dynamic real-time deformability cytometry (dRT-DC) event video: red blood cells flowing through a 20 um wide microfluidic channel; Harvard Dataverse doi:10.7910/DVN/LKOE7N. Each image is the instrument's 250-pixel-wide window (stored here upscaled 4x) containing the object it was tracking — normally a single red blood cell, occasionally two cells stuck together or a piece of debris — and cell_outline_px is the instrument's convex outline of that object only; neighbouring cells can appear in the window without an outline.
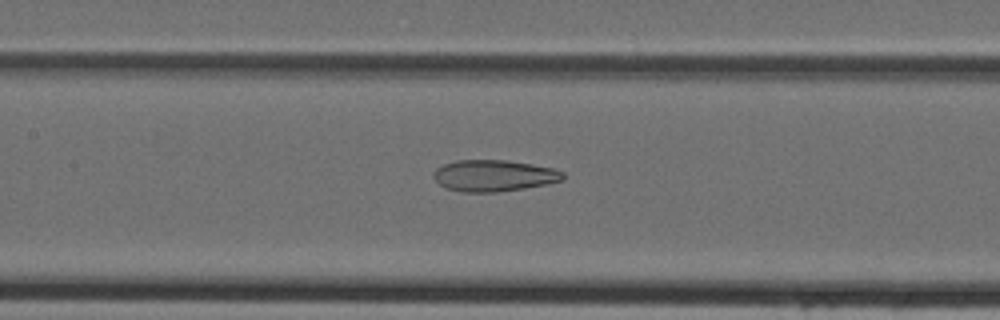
{"species": "Egyptian fruit bat (a non-hibernating species)", "species_latin": "Rousettus aegyptiacus", "temperature_condition": "cold", "stored_images_in_passage": 42, "segment_of_instrument_passage": [1, 2], "camera_frame_rate_fps": 3000, "um_per_image_px": 0.085, "animal": {"sex": "female"}, "frame": {"image": 1, "passage_image": 17, "time_ms": 5.333, "image_size_px": [1000, 320], "cell_outline_px": [[564, 180], [548, 184], [524, 188], [496, 192], [464, 192], [448, 188], [440, 184], [432, 176], [436, 168], [444, 164], [456, 160], [508, 160], [532, 164], [552, 168], [564, 172]], "centroid_in_image_um": [42.0, 14.92], "position_along_channel_um": 165.4, "area_um2": 23.7}}
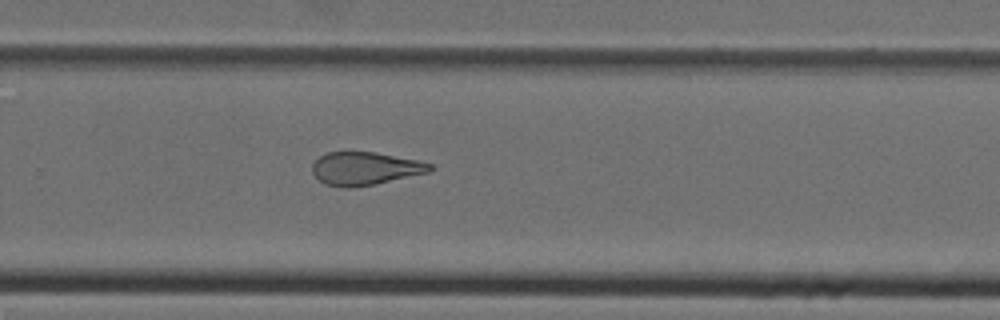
{"frame": {"image": 2, "passage_image": 26, "time_ms": 8.333, "image_size_px": [1000, 320], "cell_outline_px": [[432, 168], [428, 172], [372, 184], [348, 188], [344, 188], [324, 184], [312, 172], [312, 164], [320, 156], [328, 152], [376, 152], [416, 160], [432, 164]], "centroid_in_image_um": [30.98, 14.32], "position_along_channel_um": 298.8, "area_um2": 22.25}}
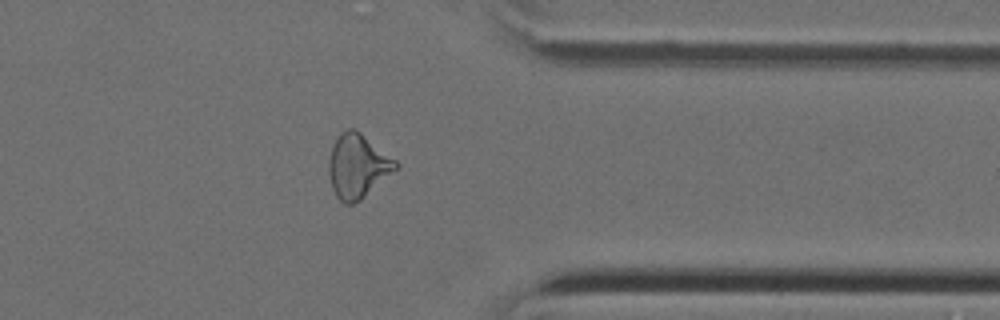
{"frame": {"image": 3, "passage_image": 32, "time_ms": 10.333, "image_size_px": [1000, 320], "cell_outline_px": [[400, 168], [360, 200], [352, 204], [344, 204], [336, 196], [332, 188], [328, 172], [328, 160], [332, 148], [340, 132], [348, 128], [352, 128], [360, 132], [396, 160], [400, 164]], "centroid_in_image_um": [30.42, 14.13], "position_along_channel_um": 381.0, "area_um2": 25.03}}